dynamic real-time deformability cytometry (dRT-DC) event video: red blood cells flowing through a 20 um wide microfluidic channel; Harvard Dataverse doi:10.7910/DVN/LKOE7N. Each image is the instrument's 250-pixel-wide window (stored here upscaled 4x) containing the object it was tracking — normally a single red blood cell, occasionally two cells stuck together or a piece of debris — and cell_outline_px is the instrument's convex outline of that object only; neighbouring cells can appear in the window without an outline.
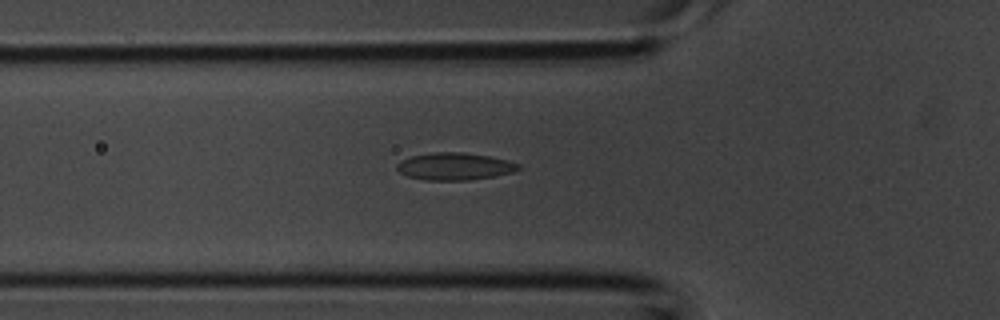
{"species": "common noctule bat (a hibernating species)", "species_latin": "Nyctalus noctula", "temperature_condition": "room temperature", "stored_images_in_passage": 36, "camera_frame_rate_fps": 3000, "um_per_image_px": 0.085, "animal": {"sex": "male", "body_mass_g": 20.1, "forearm_length_mm": 53.5}, "frame": {"image": 1, "passage_image": 12, "time_ms": 3.667, "image_size_px": [1000, 320], "cell_outline_px": [[520, 168], [512, 172], [492, 176], [468, 180], [424, 180], [408, 176], [400, 172], [396, 168], [396, 164], [412, 156], [432, 152], [464, 152], [488, 156], [508, 160], [520, 164]], "centroid_in_image_um": [38.64, 14.14], "position_along_channel_um": 87.2, "area_um2": 19.13}}
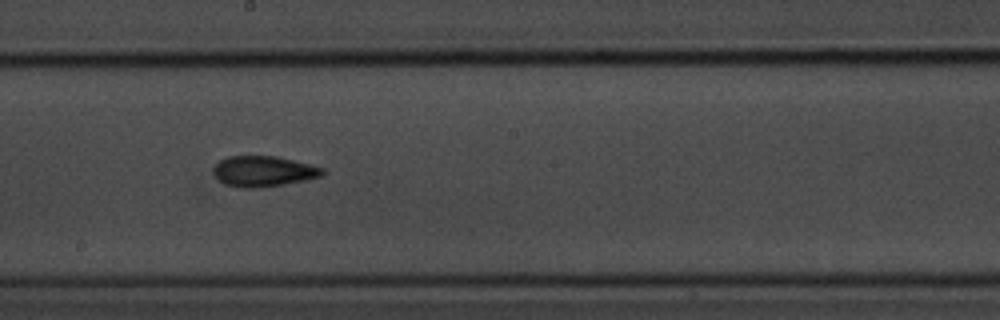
{"frame": {"image": 2, "passage_image": 20, "time_ms": 6.333, "image_size_px": [1000, 320], "cell_outline_px": [[328, 172], [320, 176], [304, 180], [284, 184], [260, 188], [244, 188], [224, 184], [212, 172], [212, 168], [220, 160], [228, 156], [276, 156], [324, 168]], "centroid_in_image_um": [22.38, 14.56], "position_along_channel_um": 225.8, "area_um2": 19.42}}
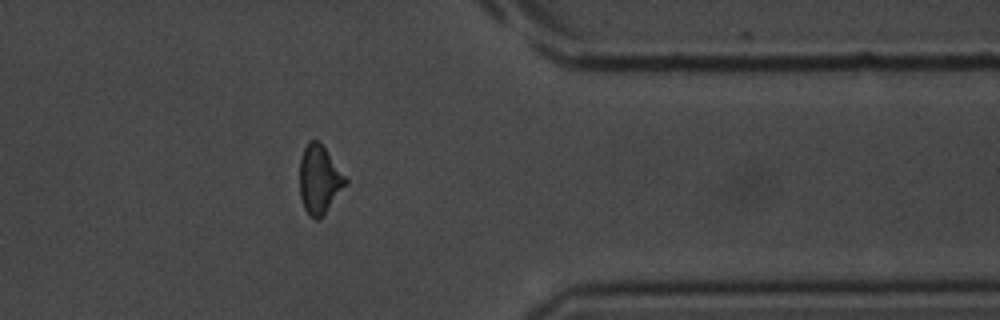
{"frame": {"image": 3, "passage_image": 30, "time_ms": 9.667, "image_size_px": [1000, 320], "cell_outline_px": [[348, 184], [320, 220], [316, 220], [308, 216], [304, 208], [300, 196], [300, 156], [308, 140], [316, 140], [324, 148], [348, 180]], "centroid_in_image_um": [27.14, 15.31], "position_along_channel_um": 384.3, "area_um2": 18.38}}